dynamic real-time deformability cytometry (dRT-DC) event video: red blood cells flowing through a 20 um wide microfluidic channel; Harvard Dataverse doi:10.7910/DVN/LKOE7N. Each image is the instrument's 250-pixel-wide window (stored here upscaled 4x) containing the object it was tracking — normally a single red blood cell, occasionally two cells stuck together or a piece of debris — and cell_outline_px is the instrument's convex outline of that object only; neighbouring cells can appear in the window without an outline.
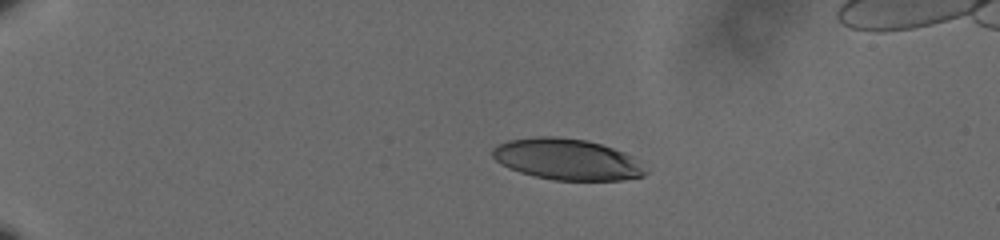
{"species": "human", "species_latin": "Homo sapiens", "temperature_condition": "cold", "stored_images_in_passage": 47, "camera_frame_rate_fps": 3000, "um_per_image_px": 0.085, "donor": {"sex": "male"}, "frame": {"image": 1, "passage_image": 1, "time_ms": 0.0, "image_size_px": [1000, 240], "cell_outline_px": [[648, 172], [644, 176], [620, 180], [552, 180], [520, 172], [508, 168], [500, 164], [492, 156], [492, 148], [496, 144], [508, 140], [532, 136], [556, 136], [584, 140], [600, 144], [624, 152], [632, 156]], "centroid_in_image_um": [48.14, 13.54], "position_along_channel_um": 36.9, "area_um2": 36.7}}
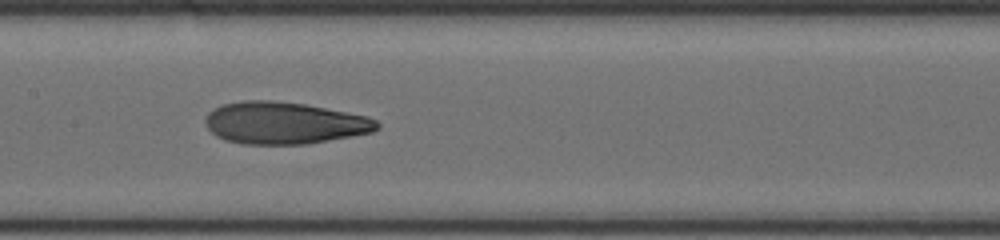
{"frame": {"image": 2, "passage_image": 20, "time_ms": 6.333, "image_size_px": [1000, 240], "cell_outline_px": [[380, 128], [372, 132], [304, 144], [244, 144], [224, 140], [216, 136], [208, 128], [204, 120], [208, 112], [224, 104], [244, 100], [272, 100], [304, 104], [368, 116], [376, 120], [380, 124]], "centroid_in_image_um": [24.15, 10.45], "position_along_channel_um": 183.3, "area_um2": 41.85}}
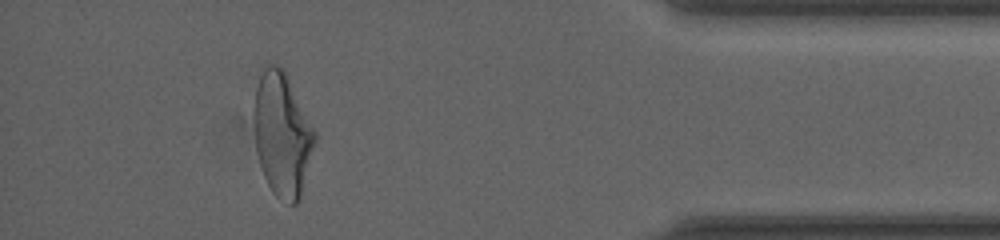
{"frame": {"image": 3, "passage_image": 42, "time_ms": 13.667, "image_size_px": [1000, 240], "cell_outline_px": [[316, 140], [300, 196], [296, 204], [292, 204], [280, 200], [272, 192], [264, 176], [260, 164], [256, 148], [252, 112], [252, 108], [256, 88], [260, 76], [268, 60], [284, 68], [316, 132]], "centroid_in_image_um": [23.97, 11.36], "position_along_channel_um": 411.2, "area_um2": 44.1}, "authors_computed_cell_mechanics": {"area_um2": 41.6738, "velocity_mm_per_s": 3.5937, "shape_relaxation_time_tau1_ms": 7.778, "shape_relaxation_time_tau2_ms": 1.6124, "deformation_change_tau1": 0.2577, "deformation_change_tau2": 0.0984}}